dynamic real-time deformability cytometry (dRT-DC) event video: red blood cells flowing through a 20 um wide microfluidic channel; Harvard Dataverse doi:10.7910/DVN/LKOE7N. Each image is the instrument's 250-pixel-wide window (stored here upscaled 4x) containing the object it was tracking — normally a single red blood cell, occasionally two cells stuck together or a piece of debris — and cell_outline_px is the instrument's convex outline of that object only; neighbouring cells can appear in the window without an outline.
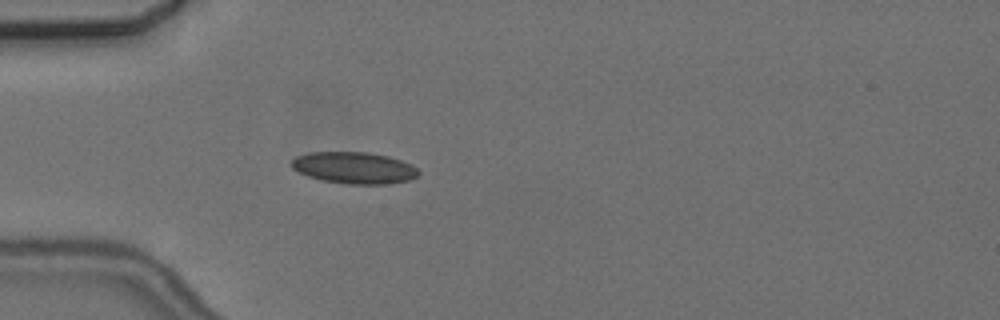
{"species": "common noctule bat (a hibernating species)", "species_latin": "Nyctalus noctula", "temperature_condition": "cold", "stored_images_in_passage": 5, "camera_frame_rate_fps": 3000, "um_per_image_px": 0.085, "animal": {"sex": "female", "body_mass_g": 24.6, "forearm_length_mm": 56.2}, "frame": {"image": 1, "passage_image": 5, "time_ms": 4.667, "image_size_px": [1000, 320], "cell_outline_px": [[420, 172], [416, 176], [408, 180], [384, 184], [348, 184], [320, 180], [308, 176], [292, 168], [292, 160], [296, 156], [308, 152], [368, 152], [388, 156], [412, 164]], "centroid_in_image_um": [30.09, 14.26], "position_along_channel_um": 54.9, "area_um2": 23.35}}